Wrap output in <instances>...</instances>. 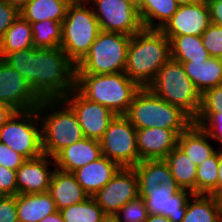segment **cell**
<instances>
[{
  "mask_svg": "<svg viewBox=\"0 0 222 222\" xmlns=\"http://www.w3.org/2000/svg\"><path fill=\"white\" fill-rule=\"evenodd\" d=\"M29 83L41 99H63L75 89L76 65L59 48H36L15 51L3 58Z\"/></svg>",
  "mask_w": 222,
  "mask_h": 222,
  "instance_id": "cell-1",
  "label": "cell"
},
{
  "mask_svg": "<svg viewBox=\"0 0 222 222\" xmlns=\"http://www.w3.org/2000/svg\"><path fill=\"white\" fill-rule=\"evenodd\" d=\"M170 58V40L158 29L143 28L131 36L124 73L147 87Z\"/></svg>",
  "mask_w": 222,
  "mask_h": 222,
  "instance_id": "cell-2",
  "label": "cell"
},
{
  "mask_svg": "<svg viewBox=\"0 0 222 222\" xmlns=\"http://www.w3.org/2000/svg\"><path fill=\"white\" fill-rule=\"evenodd\" d=\"M36 109L43 154L54 158L62 149L84 138L75 112L63 99H43Z\"/></svg>",
  "mask_w": 222,
  "mask_h": 222,
  "instance_id": "cell-3",
  "label": "cell"
},
{
  "mask_svg": "<svg viewBox=\"0 0 222 222\" xmlns=\"http://www.w3.org/2000/svg\"><path fill=\"white\" fill-rule=\"evenodd\" d=\"M124 116L136 129L158 127L174 130L178 135L194 123L182 109L161 99L148 87L136 92Z\"/></svg>",
  "mask_w": 222,
  "mask_h": 222,
  "instance_id": "cell-4",
  "label": "cell"
},
{
  "mask_svg": "<svg viewBox=\"0 0 222 222\" xmlns=\"http://www.w3.org/2000/svg\"><path fill=\"white\" fill-rule=\"evenodd\" d=\"M75 88L88 100L108 107L115 115H125L141 87L120 72L76 74Z\"/></svg>",
  "mask_w": 222,
  "mask_h": 222,
  "instance_id": "cell-5",
  "label": "cell"
},
{
  "mask_svg": "<svg viewBox=\"0 0 222 222\" xmlns=\"http://www.w3.org/2000/svg\"><path fill=\"white\" fill-rule=\"evenodd\" d=\"M100 31L99 22L91 4L84 0H72L62 22L60 47L77 65L89 52L90 46Z\"/></svg>",
  "mask_w": 222,
  "mask_h": 222,
  "instance_id": "cell-6",
  "label": "cell"
},
{
  "mask_svg": "<svg viewBox=\"0 0 222 222\" xmlns=\"http://www.w3.org/2000/svg\"><path fill=\"white\" fill-rule=\"evenodd\" d=\"M147 87L161 99L182 109L193 120L198 116L201 93L185 73L181 62L170 58Z\"/></svg>",
  "mask_w": 222,
  "mask_h": 222,
  "instance_id": "cell-7",
  "label": "cell"
},
{
  "mask_svg": "<svg viewBox=\"0 0 222 222\" xmlns=\"http://www.w3.org/2000/svg\"><path fill=\"white\" fill-rule=\"evenodd\" d=\"M131 36L100 31L89 52L76 65V74H110L125 71Z\"/></svg>",
  "mask_w": 222,
  "mask_h": 222,
  "instance_id": "cell-8",
  "label": "cell"
},
{
  "mask_svg": "<svg viewBox=\"0 0 222 222\" xmlns=\"http://www.w3.org/2000/svg\"><path fill=\"white\" fill-rule=\"evenodd\" d=\"M0 142L26 159L41 156V122L37 109L15 111L0 128Z\"/></svg>",
  "mask_w": 222,
  "mask_h": 222,
  "instance_id": "cell-9",
  "label": "cell"
},
{
  "mask_svg": "<svg viewBox=\"0 0 222 222\" xmlns=\"http://www.w3.org/2000/svg\"><path fill=\"white\" fill-rule=\"evenodd\" d=\"M136 130L124 115H116L99 140L102 155L116 162L120 167L136 166L140 162Z\"/></svg>",
  "mask_w": 222,
  "mask_h": 222,
  "instance_id": "cell-10",
  "label": "cell"
},
{
  "mask_svg": "<svg viewBox=\"0 0 222 222\" xmlns=\"http://www.w3.org/2000/svg\"><path fill=\"white\" fill-rule=\"evenodd\" d=\"M90 4L101 31L133 36L144 28L136 0H92Z\"/></svg>",
  "mask_w": 222,
  "mask_h": 222,
  "instance_id": "cell-11",
  "label": "cell"
},
{
  "mask_svg": "<svg viewBox=\"0 0 222 222\" xmlns=\"http://www.w3.org/2000/svg\"><path fill=\"white\" fill-rule=\"evenodd\" d=\"M106 215H115L139 197V182L133 167H121L112 179L92 196Z\"/></svg>",
  "mask_w": 222,
  "mask_h": 222,
  "instance_id": "cell-12",
  "label": "cell"
},
{
  "mask_svg": "<svg viewBox=\"0 0 222 222\" xmlns=\"http://www.w3.org/2000/svg\"><path fill=\"white\" fill-rule=\"evenodd\" d=\"M63 100L75 112L85 138L100 140L116 116L108 107L85 98L76 88Z\"/></svg>",
  "mask_w": 222,
  "mask_h": 222,
  "instance_id": "cell-13",
  "label": "cell"
},
{
  "mask_svg": "<svg viewBox=\"0 0 222 222\" xmlns=\"http://www.w3.org/2000/svg\"><path fill=\"white\" fill-rule=\"evenodd\" d=\"M40 101L23 76L0 58V103L25 111L36 109Z\"/></svg>",
  "mask_w": 222,
  "mask_h": 222,
  "instance_id": "cell-14",
  "label": "cell"
},
{
  "mask_svg": "<svg viewBox=\"0 0 222 222\" xmlns=\"http://www.w3.org/2000/svg\"><path fill=\"white\" fill-rule=\"evenodd\" d=\"M211 24L207 0L178 6L177 11L160 29L165 36H201Z\"/></svg>",
  "mask_w": 222,
  "mask_h": 222,
  "instance_id": "cell-15",
  "label": "cell"
},
{
  "mask_svg": "<svg viewBox=\"0 0 222 222\" xmlns=\"http://www.w3.org/2000/svg\"><path fill=\"white\" fill-rule=\"evenodd\" d=\"M192 193L182 190L178 184H160L144 198L148 214L168 217L172 222H181L184 218L187 201Z\"/></svg>",
  "mask_w": 222,
  "mask_h": 222,
  "instance_id": "cell-16",
  "label": "cell"
},
{
  "mask_svg": "<svg viewBox=\"0 0 222 222\" xmlns=\"http://www.w3.org/2000/svg\"><path fill=\"white\" fill-rule=\"evenodd\" d=\"M55 169L54 158L46 154L27 159L16 170L18 194L48 192Z\"/></svg>",
  "mask_w": 222,
  "mask_h": 222,
  "instance_id": "cell-17",
  "label": "cell"
},
{
  "mask_svg": "<svg viewBox=\"0 0 222 222\" xmlns=\"http://www.w3.org/2000/svg\"><path fill=\"white\" fill-rule=\"evenodd\" d=\"M178 134L164 128H144L136 130L137 150L140 161L165 159L178 145Z\"/></svg>",
  "mask_w": 222,
  "mask_h": 222,
  "instance_id": "cell-18",
  "label": "cell"
},
{
  "mask_svg": "<svg viewBox=\"0 0 222 222\" xmlns=\"http://www.w3.org/2000/svg\"><path fill=\"white\" fill-rule=\"evenodd\" d=\"M101 156L102 150L99 140L84 137L62 149L54 157V160L56 169L72 173Z\"/></svg>",
  "mask_w": 222,
  "mask_h": 222,
  "instance_id": "cell-19",
  "label": "cell"
},
{
  "mask_svg": "<svg viewBox=\"0 0 222 222\" xmlns=\"http://www.w3.org/2000/svg\"><path fill=\"white\" fill-rule=\"evenodd\" d=\"M120 168L116 162L102 155L97 160L73 171L72 174L89 197H92L112 179Z\"/></svg>",
  "mask_w": 222,
  "mask_h": 222,
  "instance_id": "cell-20",
  "label": "cell"
},
{
  "mask_svg": "<svg viewBox=\"0 0 222 222\" xmlns=\"http://www.w3.org/2000/svg\"><path fill=\"white\" fill-rule=\"evenodd\" d=\"M48 193L55 201L57 210L79 204L89 197L72 173L59 169L53 173Z\"/></svg>",
  "mask_w": 222,
  "mask_h": 222,
  "instance_id": "cell-21",
  "label": "cell"
},
{
  "mask_svg": "<svg viewBox=\"0 0 222 222\" xmlns=\"http://www.w3.org/2000/svg\"><path fill=\"white\" fill-rule=\"evenodd\" d=\"M181 62L185 73L201 95L208 89L222 84V58L209 57L202 61Z\"/></svg>",
  "mask_w": 222,
  "mask_h": 222,
  "instance_id": "cell-22",
  "label": "cell"
},
{
  "mask_svg": "<svg viewBox=\"0 0 222 222\" xmlns=\"http://www.w3.org/2000/svg\"><path fill=\"white\" fill-rule=\"evenodd\" d=\"M133 168L138 176L139 196L143 199L160 184H177L165 159L143 160Z\"/></svg>",
  "mask_w": 222,
  "mask_h": 222,
  "instance_id": "cell-23",
  "label": "cell"
},
{
  "mask_svg": "<svg viewBox=\"0 0 222 222\" xmlns=\"http://www.w3.org/2000/svg\"><path fill=\"white\" fill-rule=\"evenodd\" d=\"M213 144L209 134L193 123L178 136L177 146L198 166L218 150Z\"/></svg>",
  "mask_w": 222,
  "mask_h": 222,
  "instance_id": "cell-24",
  "label": "cell"
},
{
  "mask_svg": "<svg viewBox=\"0 0 222 222\" xmlns=\"http://www.w3.org/2000/svg\"><path fill=\"white\" fill-rule=\"evenodd\" d=\"M18 222H40L46 216L57 212L55 201L48 192L17 194Z\"/></svg>",
  "mask_w": 222,
  "mask_h": 222,
  "instance_id": "cell-25",
  "label": "cell"
},
{
  "mask_svg": "<svg viewBox=\"0 0 222 222\" xmlns=\"http://www.w3.org/2000/svg\"><path fill=\"white\" fill-rule=\"evenodd\" d=\"M181 222H222L221 198L213 195L192 194Z\"/></svg>",
  "mask_w": 222,
  "mask_h": 222,
  "instance_id": "cell-26",
  "label": "cell"
},
{
  "mask_svg": "<svg viewBox=\"0 0 222 222\" xmlns=\"http://www.w3.org/2000/svg\"><path fill=\"white\" fill-rule=\"evenodd\" d=\"M136 4L145 29L160 30L178 8L175 0H136Z\"/></svg>",
  "mask_w": 222,
  "mask_h": 222,
  "instance_id": "cell-27",
  "label": "cell"
},
{
  "mask_svg": "<svg viewBox=\"0 0 222 222\" xmlns=\"http://www.w3.org/2000/svg\"><path fill=\"white\" fill-rule=\"evenodd\" d=\"M72 0H30L22 9L20 15L30 23L54 20L62 23Z\"/></svg>",
  "mask_w": 222,
  "mask_h": 222,
  "instance_id": "cell-28",
  "label": "cell"
},
{
  "mask_svg": "<svg viewBox=\"0 0 222 222\" xmlns=\"http://www.w3.org/2000/svg\"><path fill=\"white\" fill-rule=\"evenodd\" d=\"M171 174L182 190L196 194V171L197 165L190 157L176 146L165 158Z\"/></svg>",
  "mask_w": 222,
  "mask_h": 222,
  "instance_id": "cell-29",
  "label": "cell"
},
{
  "mask_svg": "<svg viewBox=\"0 0 222 222\" xmlns=\"http://www.w3.org/2000/svg\"><path fill=\"white\" fill-rule=\"evenodd\" d=\"M32 47L34 44L31 23L19 15L0 40V58L2 59L8 53Z\"/></svg>",
  "mask_w": 222,
  "mask_h": 222,
  "instance_id": "cell-30",
  "label": "cell"
},
{
  "mask_svg": "<svg viewBox=\"0 0 222 222\" xmlns=\"http://www.w3.org/2000/svg\"><path fill=\"white\" fill-rule=\"evenodd\" d=\"M170 40L171 58L175 61H202L210 55L201 36H166Z\"/></svg>",
  "mask_w": 222,
  "mask_h": 222,
  "instance_id": "cell-31",
  "label": "cell"
},
{
  "mask_svg": "<svg viewBox=\"0 0 222 222\" xmlns=\"http://www.w3.org/2000/svg\"><path fill=\"white\" fill-rule=\"evenodd\" d=\"M219 149L203 163L197 166L196 194L217 197V179L219 171Z\"/></svg>",
  "mask_w": 222,
  "mask_h": 222,
  "instance_id": "cell-32",
  "label": "cell"
},
{
  "mask_svg": "<svg viewBox=\"0 0 222 222\" xmlns=\"http://www.w3.org/2000/svg\"><path fill=\"white\" fill-rule=\"evenodd\" d=\"M59 211L65 222H100L106 216L93 197Z\"/></svg>",
  "mask_w": 222,
  "mask_h": 222,
  "instance_id": "cell-33",
  "label": "cell"
},
{
  "mask_svg": "<svg viewBox=\"0 0 222 222\" xmlns=\"http://www.w3.org/2000/svg\"><path fill=\"white\" fill-rule=\"evenodd\" d=\"M33 44L36 48H59L62 41V23L45 19L31 23Z\"/></svg>",
  "mask_w": 222,
  "mask_h": 222,
  "instance_id": "cell-34",
  "label": "cell"
},
{
  "mask_svg": "<svg viewBox=\"0 0 222 222\" xmlns=\"http://www.w3.org/2000/svg\"><path fill=\"white\" fill-rule=\"evenodd\" d=\"M148 215L145 200L139 196L125 204L114 217L116 222H145Z\"/></svg>",
  "mask_w": 222,
  "mask_h": 222,
  "instance_id": "cell-35",
  "label": "cell"
},
{
  "mask_svg": "<svg viewBox=\"0 0 222 222\" xmlns=\"http://www.w3.org/2000/svg\"><path fill=\"white\" fill-rule=\"evenodd\" d=\"M194 124L200 126L214 141L218 149H222V115L220 113H199Z\"/></svg>",
  "mask_w": 222,
  "mask_h": 222,
  "instance_id": "cell-36",
  "label": "cell"
},
{
  "mask_svg": "<svg viewBox=\"0 0 222 222\" xmlns=\"http://www.w3.org/2000/svg\"><path fill=\"white\" fill-rule=\"evenodd\" d=\"M201 37L210 57L222 58V26L211 23Z\"/></svg>",
  "mask_w": 222,
  "mask_h": 222,
  "instance_id": "cell-37",
  "label": "cell"
},
{
  "mask_svg": "<svg viewBox=\"0 0 222 222\" xmlns=\"http://www.w3.org/2000/svg\"><path fill=\"white\" fill-rule=\"evenodd\" d=\"M199 113H220L222 115V84L206 90L201 95Z\"/></svg>",
  "mask_w": 222,
  "mask_h": 222,
  "instance_id": "cell-38",
  "label": "cell"
},
{
  "mask_svg": "<svg viewBox=\"0 0 222 222\" xmlns=\"http://www.w3.org/2000/svg\"><path fill=\"white\" fill-rule=\"evenodd\" d=\"M17 194L16 170L0 165V196H16Z\"/></svg>",
  "mask_w": 222,
  "mask_h": 222,
  "instance_id": "cell-39",
  "label": "cell"
},
{
  "mask_svg": "<svg viewBox=\"0 0 222 222\" xmlns=\"http://www.w3.org/2000/svg\"><path fill=\"white\" fill-rule=\"evenodd\" d=\"M19 15L20 10L17 7L10 5L5 0H0V40Z\"/></svg>",
  "mask_w": 222,
  "mask_h": 222,
  "instance_id": "cell-40",
  "label": "cell"
},
{
  "mask_svg": "<svg viewBox=\"0 0 222 222\" xmlns=\"http://www.w3.org/2000/svg\"><path fill=\"white\" fill-rule=\"evenodd\" d=\"M26 160L24 156L0 142V165L17 170Z\"/></svg>",
  "mask_w": 222,
  "mask_h": 222,
  "instance_id": "cell-41",
  "label": "cell"
},
{
  "mask_svg": "<svg viewBox=\"0 0 222 222\" xmlns=\"http://www.w3.org/2000/svg\"><path fill=\"white\" fill-rule=\"evenodd\" d=\"M0 222H18L16 196H0Z\"/></svg>",
  "mask_w": 222,
  "mask_h": 222,
  "instance_id": "cell-42",
  "label": "cell"
},
{
  "mask_svg": "<svg viewBox=\"0 0 222 222\" xmlns=\"http://www.w3.org/2000/svg\"><path fill=\"white\" fill-rule=\"evenodd\" d=\"M211 23L222 26V0H207Z\"/></svg>",
  "mask_w": 222,
  "mask_h": 222,
  "instance_id": "cell-43",
  "label": "cell"
},
{
  "mask_svg": "<svg viewBox=\"0 0 222 222\" xmlns=\"http://www.w3.org/2000/svg\"><path fill=\"white\" fill-rule=\"evenodd\" d=\"M15 112L10 106L0 103V128L7 122V120Z\"/></svg>",
  "mask_w": 222,
  "mask_h": 222,
  "instance_id": "cell-44",
  "label": "cell"
},
{
  "mask_svg": "<svg viewBox=\"0 0 222 222\" xmlns=\"http://www.w3.org/2000/svg\"><path fill=\"white\" fill-rule=\"evenodd\" d=\"M219 171L217 179V197H222V149H219Z\"/></svg>",
  "mask_w": 222,
  "mask_h": 222,
  "instance_id": "cell-45",
  "label": "cell"
},
{
  "mask_svg": "<svg viewBox=\"0 0 222 222\" xmlns=\"http://www.w3.org/2000/svg\"><path fill=\"white\" fill-rule=\"evenodd\" d=\"M40 222H65V221L63 220L62 215L60 211L58 210L57 212L46 216Z\"/></svg>",
  "mask_w": 222,
  "mask_h": 222,
  "instance_id": "cell-46",
  "label": "cell"
},
{
  "mask_svg": "<svg viewBox=\"0 0 222 222\" xmlns=\"http://www.w3.org/2000/svg\"><path fill=\"white\" fill-rule=\"evenodd\" d=\"M145 222H172L168 217L159 214H149Z\"/></svg>",
  "mask_w": 222,
  "mask_h": 222,
  "instance_id": "cell-47",
  "label": "cell"
},
{
  "mask_svg": "<svg viewBox=\"0 0 222 222\" xmlns=\"http://www.w3.org/2000/svg\"><path fill=\"white\" fill-rule=\"evenodd\" d=\"M10 5L17 7L19 10L22 9L30 0H5Z\"/></svg>",
  "mask_w": 222,
  "mask_h": 222,
  "instance_id": "cell-48",
  "label": "cell"
},
{
  "mask_svg": "<svg viewBox=\"0 0 222 222\" xmlns=\"http://www.w3.org/2000/svg\"><path fill=\"white\" fill-rule=\"evenodd\" d=\"M175 1L178 6H184V5L196 3L199 0H175Z\"/></svg>",
  "mask_w": 222,
  "mask_h": 222,
  "instance_id": "cell-49",
  "label": "cell"
},
{
  "mask_svg": "<svg viewBox=\"0 0 222 222\" xmlns=\"http://www.w3.org/2000/svg\"><path fill=\"white\" fill-rule=\"evenodd\" d=\"M100 222H116L114 215H106Z\"/></svg>",
  "mask_w": 222,
  "mask_h": 222,
  "instance_id": "cell-50",
  "label": "cell"
},
{
  "mask_svg": "<svg viewBox=\"0 0 222 222\" xmlns=\"http://www.w3.org/2000/svg\"><path fill=\"white\" fill-rule=\"evenodd\" d=\"M84 1L90 3L92 0H84Z\"/></svg>",
  "mask_w": 222,
  "mask_h": 222,
  "instance_id": "cell-51",
  "label": "cell"
}]
</instances>
